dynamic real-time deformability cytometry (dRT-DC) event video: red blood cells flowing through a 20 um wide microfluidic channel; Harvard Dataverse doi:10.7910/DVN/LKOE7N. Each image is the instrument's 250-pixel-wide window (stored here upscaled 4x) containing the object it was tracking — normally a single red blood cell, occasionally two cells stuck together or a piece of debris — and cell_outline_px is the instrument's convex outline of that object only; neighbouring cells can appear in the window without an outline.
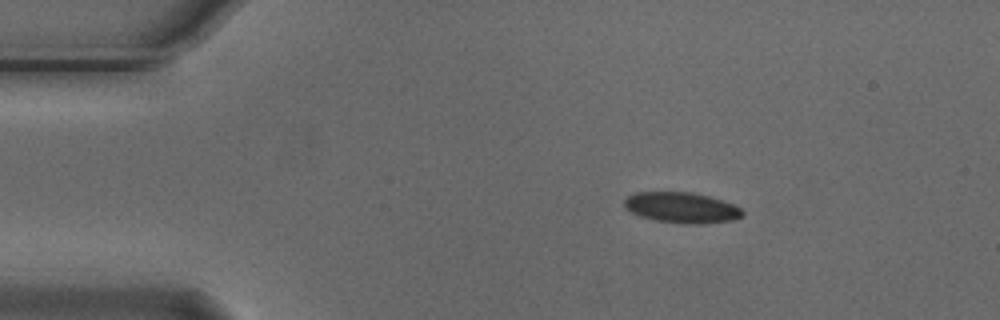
{"species": "Egyptian fruit bat (a non-hibernating species)", "species_latin": "Rousettus aegyptiacus", "temperature_condition": "cold", "stored_images_in_passage": 3, "camera_frame_rate_fps": 3000, "um_per_image_px": 0.085, "animal": {"sex": "male"}, "frame": {"image": 1, "passage_image": 1, "time_ms": 0.0, "image_size_px": [1000, 320], "cell_outline_px": [[744, 216], [732, 220], [700, 224], [688, 224], [656, 220], [640, 216], [624, 208], [624, 200], [628, 196], [636, 192], [692, 192], [708, 196], [732, 204], [740, 208], [744, 212]], "centroid_in_image_um": [57.93, 17.65], "position_along_channel_um": 27.1, "area_um2": 20.98}}
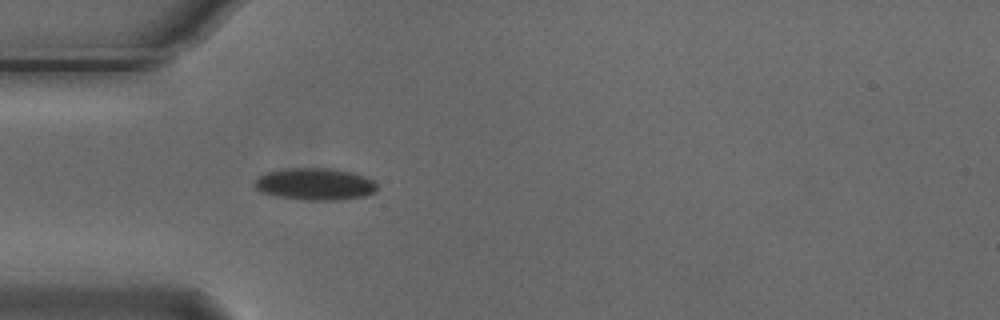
{"frame": {"image": 2, "passage_image": 3, "time_ms": 0.667, "image_size_px": [1000, 320], "cell_outline_px": [[376, 192], [364, 196], [336, 200], [304, 200], [276, 196], [260, 192], [252, 184], [260, 176], [268, 172], [288, 168], [336, 168], [352, 172], [376, 180]], "centroid_in_image_um": [26.8, 15.64], "position_along_channel_um": 58.2, "area_um2": 23.0}}